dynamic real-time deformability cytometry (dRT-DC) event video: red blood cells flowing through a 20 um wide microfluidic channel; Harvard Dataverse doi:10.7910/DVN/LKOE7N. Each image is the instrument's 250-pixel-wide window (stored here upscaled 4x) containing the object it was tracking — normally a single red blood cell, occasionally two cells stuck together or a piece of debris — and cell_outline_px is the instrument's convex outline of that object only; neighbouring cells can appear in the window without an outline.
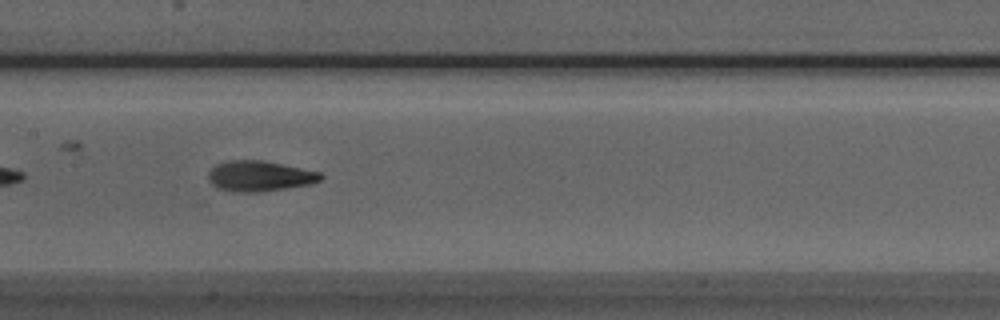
{"species": "Egyptian fruit bat (a non-hibernating species)", "species_latin": "Rousettus aegyptiacus", "temperature_condition": "room temperature", "stored_images_in_passage": 18, "camera_frame_rate_fps": 3000, "um_per_image_px": 0.085, "animal": {"sex": "male"}, "frame": {"image": 1, "passage_image": 12, "time_ms": 3.667, "image_size_px": [1000, 320], "cell_outline_px": [[324, 176], [320, 180], [312, 184], [256, 192], [236, 192], [216, 188], [208, 180], [208, 172], [216, 164], [228, 160], [264, 160], [320, 172]], "centroid_in_image_um": [22.04, 14.96], "position_along_channel_um": 185.4, "area_um2": 20.0}}